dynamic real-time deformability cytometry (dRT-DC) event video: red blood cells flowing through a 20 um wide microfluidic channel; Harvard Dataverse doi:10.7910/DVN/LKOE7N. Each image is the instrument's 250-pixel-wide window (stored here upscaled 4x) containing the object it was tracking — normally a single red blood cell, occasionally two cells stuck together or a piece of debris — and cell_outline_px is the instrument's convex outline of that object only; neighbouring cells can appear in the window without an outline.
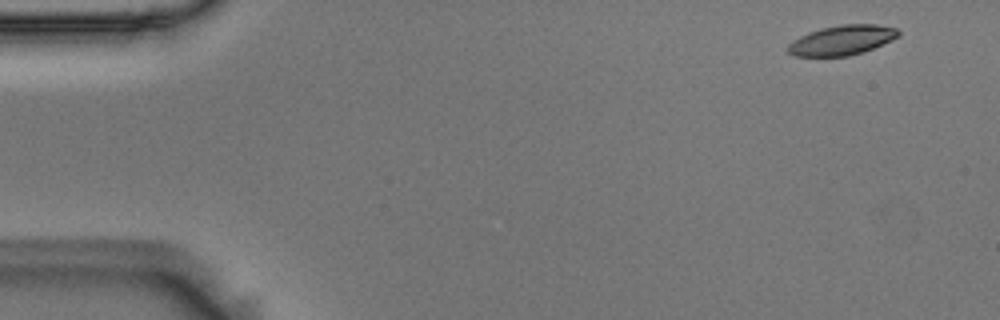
{"species": "Egyptian fruit bat (a non-hibernating species)", "species_latin": "Rousettus aegyptiacus", "temperature_condition": "room temperature", "stored_images_in_passage": 5, "segment_of_instrument_passage": [1, 2], "camera_frame_rate_fps": 3000, "um_per_image_px": 0.085, "animal": {"sex": "male"}, "frame": {"image": 1, "passage_image": 1, "time_ms": 0.0, "image_size_px": [1000, 320], "cell_outline_px": [[900, 36], [892, 40], [864, 52], [848, 56], [792, 56], [788, 52], [788, 44], [792, 40], [808, 32], [820, 28], [840, 24], [876, 24], [896, 28], [900, 32]], "centroid_in_image_um": [71.56, 3.41], "position_along_channel_um": 13.4, "area_um2": 19.36}}